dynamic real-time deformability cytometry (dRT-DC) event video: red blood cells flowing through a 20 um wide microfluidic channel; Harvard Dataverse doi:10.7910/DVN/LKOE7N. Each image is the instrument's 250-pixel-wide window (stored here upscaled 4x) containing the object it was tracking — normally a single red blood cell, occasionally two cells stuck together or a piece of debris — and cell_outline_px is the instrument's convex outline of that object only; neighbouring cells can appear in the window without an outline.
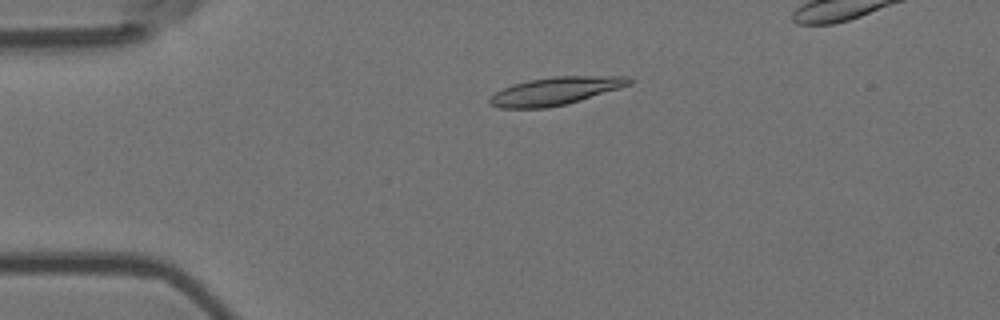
{"species": "Egyptian fruit bat (a non-hibernating species)", "species_latin": "Rousettus aegyptiacus", "temperature_condition": "room temperature", "stored_images_in_passage": 5, "camera_frame_rate_fps": 3000, "um_per_image_px": 0.085, "animal": {"sex": "female"}, "frame": {"image": 1, "passage_image": 3, "time_ms": 0.667, "image_size_px": [1000, 320], "cell_outline_px": [[632, 84], [620, 88], [580, 100], [548, 108], [500, 108], [488, 104], [488, 96], [512, 84], [528, 80], [556, 76], [628, 76], [632, 80]], "centroid_in_image_um": [47.18, 7.74], "position_along_channel_um": 37.8, "area_um2": 22.66}}